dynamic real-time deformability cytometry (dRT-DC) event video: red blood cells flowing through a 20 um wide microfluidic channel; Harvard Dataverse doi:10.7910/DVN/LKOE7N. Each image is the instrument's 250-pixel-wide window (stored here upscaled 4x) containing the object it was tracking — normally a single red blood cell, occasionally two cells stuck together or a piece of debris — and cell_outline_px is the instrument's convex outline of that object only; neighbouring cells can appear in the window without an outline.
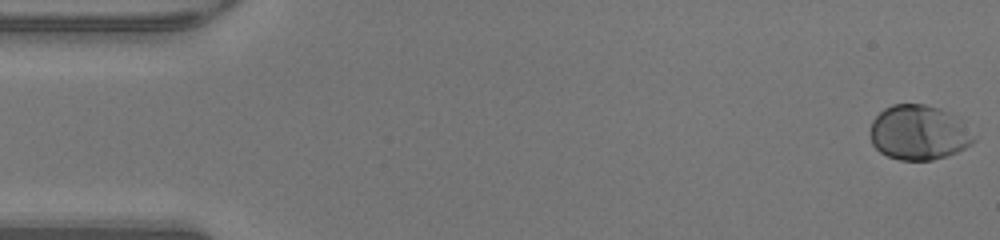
{"species": "human", "species_latin": "Homo sapiens", "temperature_condition": "warm", "stored_images_in_passage": 49, "camera_frame_rate_fps": 3000, "um_per_image_px": 0.085, "donor": {"sex": "male"}, "frame": {"image": 1, "passage_image": 1, "time_ms": 0.0, "image_size_px": [1000, 240], "cell_outline_px": [[976, 140], [972, 144], [956, 152], [932, 160], [900, 160], [888, 156], [880, 152], [872, 144], [872, 120], [884, 108], [892, 104], [924, 104], [940, 108], [948, 112], [960, 120]], "centroid_in_image_um": [78.08, 11.26], "position_along_channel_um": 6.9, "area_um2": 32.66}}
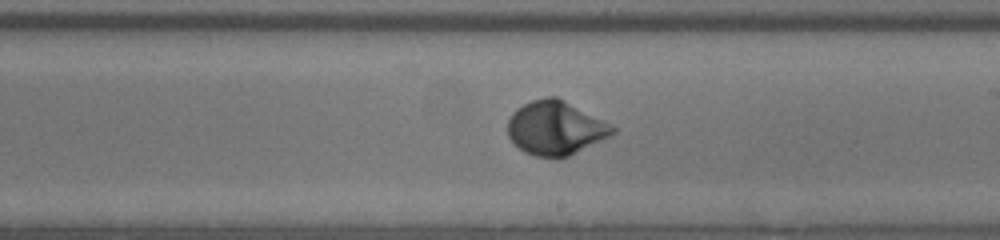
{"frame": {"image": 2, "passage_image": 28, "time_ms": 9.0, "image_size_px": [1000, 240], "cell_outline_px": [[616, 132], [612, 136], [568, 156], [536, 156], [524, 152], [508, 136], [508, 120], [512, 112], [516, 108], [532, 100], [548, 96], [556, 96], [612, 124], [616, 128]], "centroid_in_image_um": [47.24, 10.86], "position_along_channel_um": 241.8, "area_um2": 32.77}}
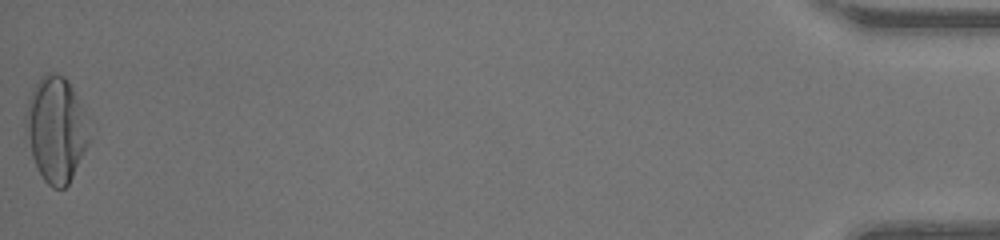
{"frame": {"image": 3, "passage_image": 49, "time_ms": 16.0, "image_size_px": [1000, 240], "cell_outline_px": [[92, 140], [68, 184], [64, 188], [52, 188], [44, 180], [32, 156], [24, 128], [24, 116], [28, 100], [32, 88], [40, 76], [44, 72], [48, 72], [64, 76], [68, 80], [80, 104]], "centroid_in_image_um": [4.74, 10.98], "position_along_channel_um": 430.5, "area_um2": 39.02}, "authors_computed_cell_mechanics": {"area_um2": 31.8478, "velocity_mm_per_s": 4.25, "shape_relaxation_time_tau1_ms": 2.3926, "shape_relaxation_time_tau2_ms": null, "deformation_change_tau1": 0.1856, "deformation_change_tau2": null}}